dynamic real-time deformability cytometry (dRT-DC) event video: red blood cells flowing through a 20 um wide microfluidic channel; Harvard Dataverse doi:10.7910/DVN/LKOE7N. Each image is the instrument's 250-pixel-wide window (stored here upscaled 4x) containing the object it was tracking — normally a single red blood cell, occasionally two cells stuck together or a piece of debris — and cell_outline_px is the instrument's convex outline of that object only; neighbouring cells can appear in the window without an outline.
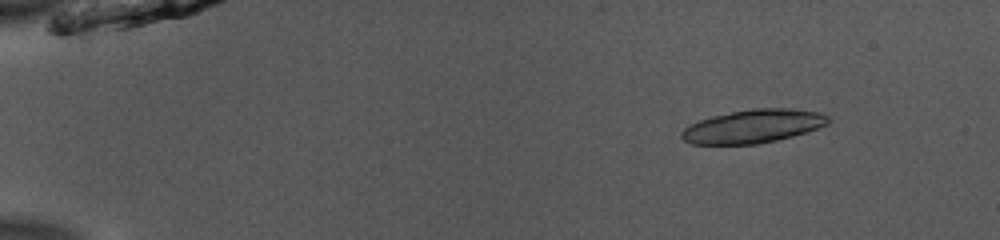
{"species": "common noctule bat (a hibernating species)", "species_latin": "Nyctalus noctula", "temperature_condition": "room temperature", "stored_images_in_passage": 34, "segment_of_instrument_passage": [1, 2], "camera_frame_rate_fps": 3000, "um_per_image_px": 0.085, "animal": {"sex": "male", "body_mass_g": 13.0, "forearm_length_mm": 53.1}, "frame": {"image": 1, "passage_image": 7, "time_ms": 2.0, "image_size_px": [1000, 240], "cell_outline_px": [[832, 120], [828, 124], [792, 136], [776, 140], [756, 144], [692, 144], [684, 140], [680, 136], [680, 132], [684, 128], [700, 120], [712, 116], [752, 108], [792, 108], [820, 112], [828, 116]], "centroid_in_image_um": [64.03, 10.72], "position_along_channel_um": 21.0, "area_um2": 28.44}}